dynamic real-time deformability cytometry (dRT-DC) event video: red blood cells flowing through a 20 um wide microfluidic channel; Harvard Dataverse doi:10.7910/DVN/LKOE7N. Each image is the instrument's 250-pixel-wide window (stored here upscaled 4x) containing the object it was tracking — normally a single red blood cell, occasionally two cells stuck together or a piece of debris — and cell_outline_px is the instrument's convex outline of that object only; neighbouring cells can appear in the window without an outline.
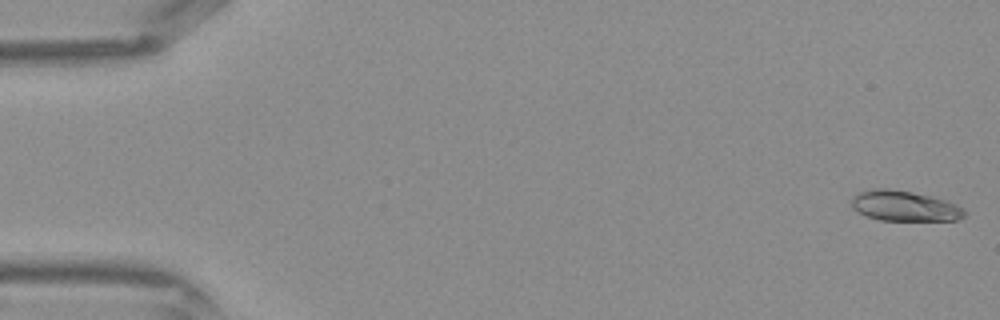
{"species": "Egyptian fruit bat (a non-hibernating species)", "species_latin": "Rousettus aegyptiacus", "temperature_condition": "warm", "stored_images_in_passage": 42, "camera_frame_rate_fps": 3000, "um_per_image_px": 0.085, "frame": {"image": 1, "passage_image": 1, "time_ms": 0.0, "image_size_px": [1000, 320], "cell_outline_px": [[964, 216], [956, 220], [880, 220], [868, 216], [852, 208], [852, 196], [860, 192], [876, 188], [888, 188], [912, 192], [932, 196], [956, 204], [964, 208]], "centroid_in_image_um": [76.88, 17.5], "position_along_channel_um": 8.1, "area_um2": 19.77}}
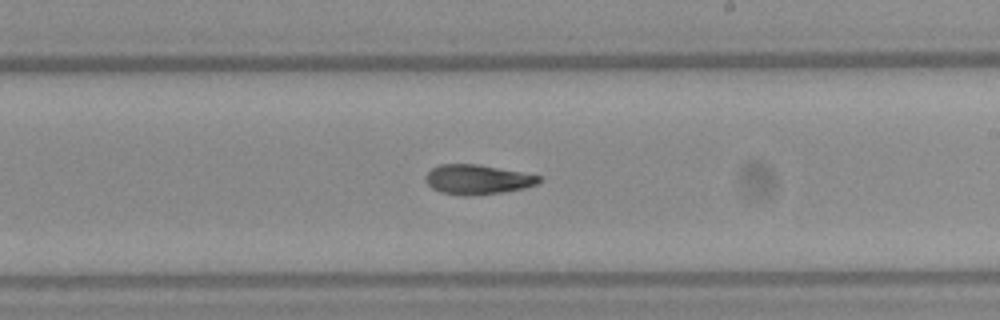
{"frame": {"image": 2, "passage_image": 25, "time_ms": 8.0, "image_size_px": [1000, 320], "cell_outline_px": [[544, 180], [536, 184], [524, 188], [504, 192], [472, 196], [464, 196], [440, 192], [432, 188], [424, 180], [424, 176], [432, 168], [440, 164], [476, 164], [520, 172], [540, 176]], "centroid_in_image_um": [40.56, 15.27], "position_along_channel_um": 248.4, "area_um2": 19.65}}
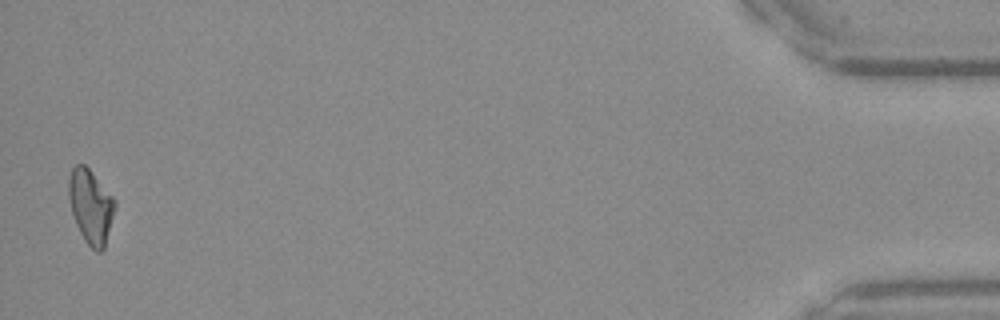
{"frame": {"image": 3, "passage_image": 42, "time_ms": 13.667, "image_size_px": [1000, 320], "cell_outline_px": [[116, 208], [104, 248], [100, 252], [96, 252], [84, 240], [76, 224], [72, 212], [68, 196], [68, 180], [72, 168], [76, 164], [84, 164], [88, 168], [116, 200]], "centroid_in_image_um": [7.72, 17.54], "position_along_channel_um": 427.5, "area_um2": 19.88}}